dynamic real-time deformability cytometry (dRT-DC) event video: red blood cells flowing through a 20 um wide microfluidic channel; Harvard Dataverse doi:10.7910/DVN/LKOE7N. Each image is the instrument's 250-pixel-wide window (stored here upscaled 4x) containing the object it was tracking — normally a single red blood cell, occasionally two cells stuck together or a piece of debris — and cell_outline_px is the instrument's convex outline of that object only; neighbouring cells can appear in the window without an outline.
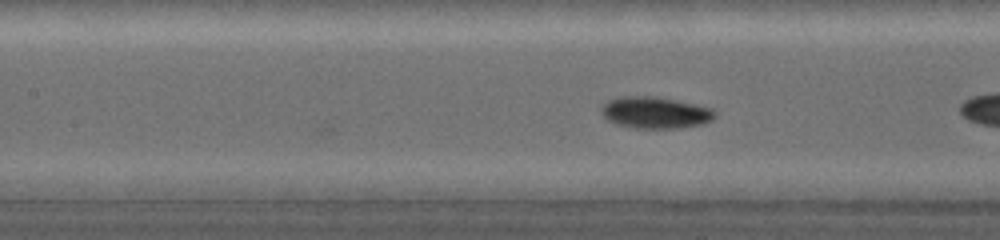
{"species": "common noctule bat (a hibernating species)", "species_latin": "Nyctalus noctula", "temperature_condition": "warm", "stored_images_in_passage": 9, "camera_frame_rate_fps": 5000, "um_per_image_px": 0.085, "animal": {"sex": "female", "body_mass_g": 19.0, "forearm_length_mm": 53.3}, "frame": {"image": 1, "passage_image": 9, "time_ms": 4.6, "image_size_px": [1000, 240], "cell_outline_px": [[716, 116], [712, 120], [704, 124], [680, 128], [636, 128], [616, 124], [608, 120], [600, 112], [600, 108], [608, 100], [620, 96], [656, 96], [696, 104], [712, 108], [716, 112]], "centroid_in_image_um": [55.71, 9.57], "position_along_channel_um": 151.7, "area_um2": 21.15}}